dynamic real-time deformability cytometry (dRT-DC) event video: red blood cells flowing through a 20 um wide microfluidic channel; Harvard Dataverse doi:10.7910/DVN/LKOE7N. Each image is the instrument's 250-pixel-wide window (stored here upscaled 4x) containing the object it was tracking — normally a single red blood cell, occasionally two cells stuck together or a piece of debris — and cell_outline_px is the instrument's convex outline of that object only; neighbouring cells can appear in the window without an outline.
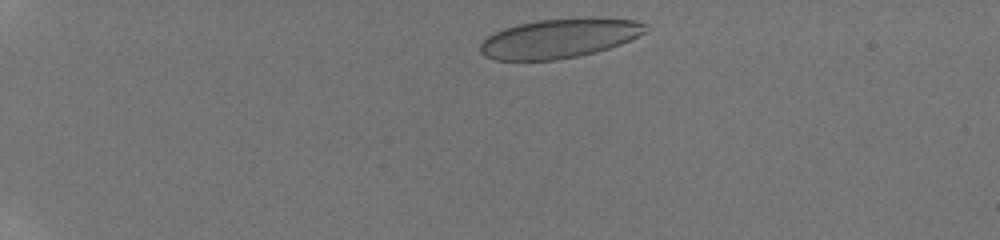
{"species": "human", "species_latin": "Homo sapiens", "temperature_condition": "room temperature", "stored_images_in_passage": 8, "camera_frame_rate_fps": 3000, "um_per_image_px": 0.085, "donor": {"sex": "male"}, "frame": {"image": 1, "passage_image": 1, "time_ms": 0.0, "image_size_px": [1000, 240], "cell_outline_px": [[652, 28], [648, 32], [620, 44], [596, 52], [556, 60], [496, 60], [484, 56], [480, 52], [480, 44], [488, 36], [504, 28], [516, 24], [536, 20], [588, 16], [596, 16], [636, 20], [648, 24]], "centroid_in_image_um": [47.63, 3.22], "position_along_channel_um": 37.4, "area_um2": 38.67}}
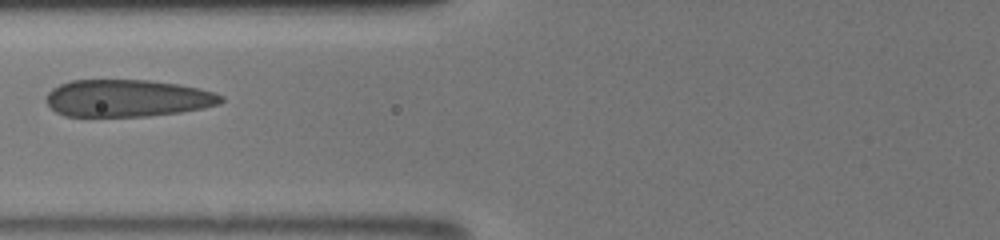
{"frame": {"image": 2, "passage_image": 6, "time_ms": 4.0, "image_size_px": [1000, 240], "cell_outline_px": [[224, 100], [220, 104], [204, 108], [180, 112], [148, 116], [64, 116], [56, 112], [48, 104], [48, 92], [52, 88], [60, 84], [72, 80], [148, 80], [180, 84], [200, 88], [224, 96]], "centroid_in_image_um": [10.87, 8.34], "position_along_channel_um": 114.9, "area_um2": 37.92}}
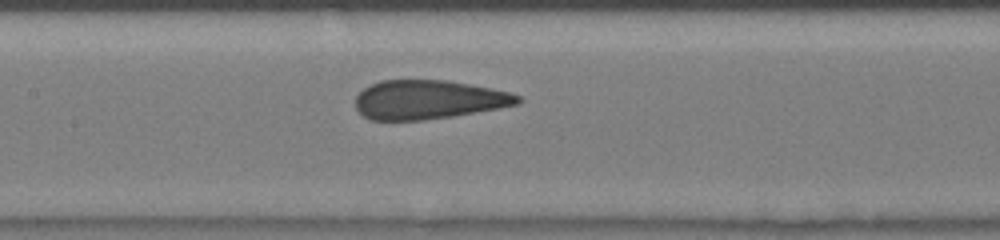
{"frame": {"image": 3, "passage_image": 8, "time_ms": 5.333, "image_size_px": [1000, 240], "cell_outline_px": [[524, 100], [520, 104], [500, 108], [452, 116], [424, 120], [372, 120], [364, 116], [356, 108], [356, 96], [364, 88], [380, 80], [448, 80], [492, 88], [508, 92], [520, 96]], "centroid_in_image_um": [36.45, 8.47], "position_along_channel_um": 171.0, "area_um2": 36.93}}